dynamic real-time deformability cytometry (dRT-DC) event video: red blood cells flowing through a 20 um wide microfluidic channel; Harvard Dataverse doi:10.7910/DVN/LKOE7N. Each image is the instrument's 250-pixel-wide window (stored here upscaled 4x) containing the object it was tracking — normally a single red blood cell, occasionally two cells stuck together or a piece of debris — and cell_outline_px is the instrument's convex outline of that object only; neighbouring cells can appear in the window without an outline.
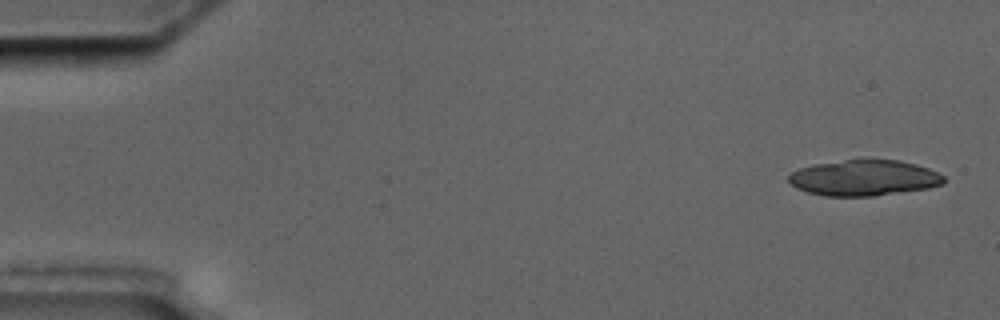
{"species": "common noctule bat (a hibernating species)", "species_latin": "Nyctalus noctula", "temperature_condition": "cold", "stored_images_in_passage": 5, "camera_frame_rate_fps": 3000, "um_per_image_px": 0.085, "animal": {"sex": "male", "body_mass_g": 17.5, "forearm_length_mm": 52.3}, "frame": {"image": 1, "passage_image": 1, "time_ms": 0.0, "image_size_px": [1000, 320], "cell_outline_px": [[944, 184], [928, 188], [872, 196], [824, 196], [808, 192], [796, 188], [788, 180], [788, 176], [792, 172], [800, 168], [816, 164], [864, 156], [872, 156], [896, 160], [916, 164], [928, 168], [944, 176]], "centroid_in_image_um": [73.44, 15.08], "position_along_channel_um": 11.6, "area_um2": 33.06}}